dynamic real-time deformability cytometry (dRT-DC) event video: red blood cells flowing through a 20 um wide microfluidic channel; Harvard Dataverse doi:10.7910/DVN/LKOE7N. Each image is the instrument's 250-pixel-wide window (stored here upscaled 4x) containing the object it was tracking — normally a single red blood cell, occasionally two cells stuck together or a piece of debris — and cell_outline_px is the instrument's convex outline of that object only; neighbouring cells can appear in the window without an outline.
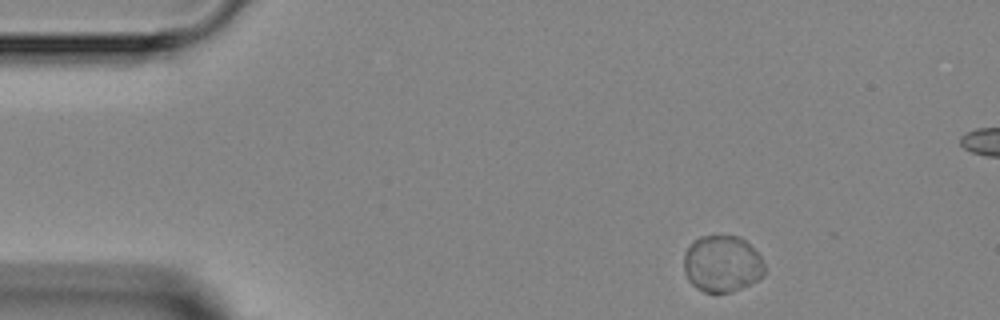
{"species": "Egyptian fruit bat (a non-hibernating species)", "species_latin": "Rousettus aegyptiacus", "temperature_condition": "room temperature", "stored_images_in_passage": 3, "camera_frame_rate_fps": 3000, "um_per_image_px": 0.085, "animal": {"sex": "female"}, "frame": {"image": 1, "passage_image": 1, "time_ms": 0.0, "image_size_px": [1000, 320], "cell_outline_px": [[764, 276], [732, 292], [704, 292], [696, 288], [688, 280], [684, 272], [684, 252], [700, 236], [740, 236], [760, 256], [764, 264]], "centroid_in_image_um": [61.36, 22.43], "position_along_channel_um": 23.6, "area_um2": 26.41}}